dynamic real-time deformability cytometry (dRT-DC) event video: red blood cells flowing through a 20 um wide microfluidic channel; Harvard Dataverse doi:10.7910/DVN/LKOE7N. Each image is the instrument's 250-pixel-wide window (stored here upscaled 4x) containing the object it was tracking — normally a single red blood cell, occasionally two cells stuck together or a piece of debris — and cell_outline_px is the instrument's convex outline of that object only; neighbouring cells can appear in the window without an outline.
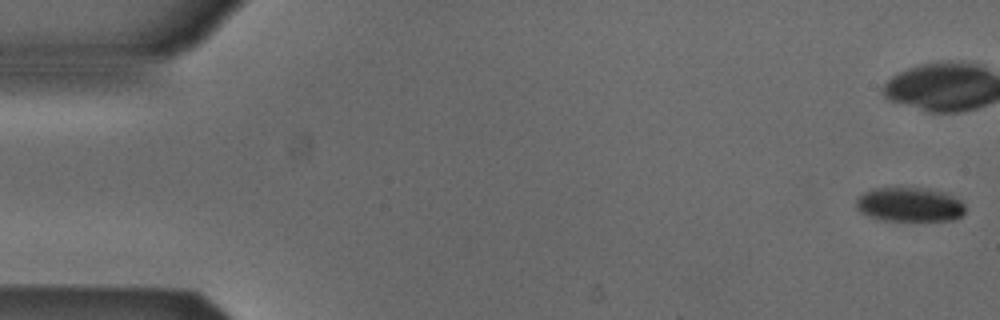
{"species": "Egyptian fruit bat (a non-hibernating species)", "species_latin": "Rousettus aegyptiacus", "temperature_condition": "cold", "stored_images_in_passage": 54, "segment_of_instrument_passage": [1, 2], "camera_frame_rate_fps": 3000, "um_per_image_px": 0.085, "animal": {"sex": "male"}, "frame": {"image": 1, "passage_image": 1, "time_ms": 0.0, "image_size_px": [1000, 320], "cell_outline_px": [[964, 212], [956, 220], [880, 220], [868, 216], [860, 212], [856, 208], [856, 196], [872, 188], [928, 188], [948, 192], [956, 196], [964, 204]], "centroid_in_image_um": [77.31, 17.37], "position_along_channel_um": 7.7, "area_um2": 22.14}}